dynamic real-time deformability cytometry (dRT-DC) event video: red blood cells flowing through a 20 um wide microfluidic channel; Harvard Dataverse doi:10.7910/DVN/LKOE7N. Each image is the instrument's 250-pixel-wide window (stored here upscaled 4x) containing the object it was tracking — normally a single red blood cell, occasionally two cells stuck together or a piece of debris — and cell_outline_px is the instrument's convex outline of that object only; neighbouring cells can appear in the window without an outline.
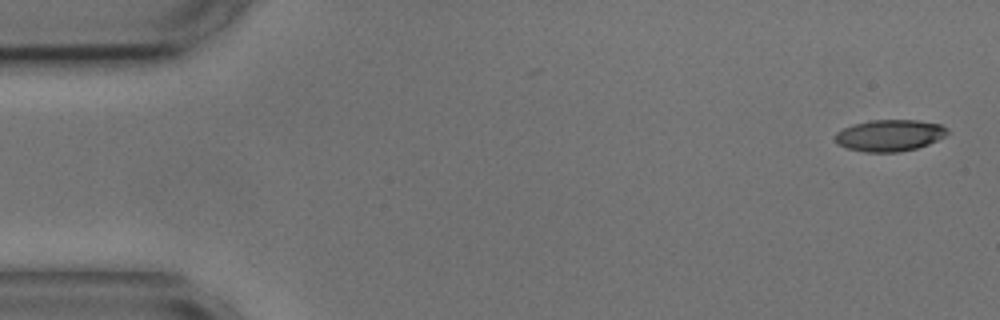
{"species": "common noctule bat (a hibernating species)", "species_latin": "Nyctalus noctula", "temperature_condition": "cold", "stored_images_in_passage": 5, "segment_of_instrument_passage": [1, 2], "camera_frame_rate_fps": 3000, "um_per_image_px": 0.085, "animal": {"sex": "male", "body_mass_g": 17.9, "forearm_length_mm": 54.2}, "frame": {"image": 1, "passage_image": 1, "time_ms": 0.0, "image_size_px": [1000, 320], "cell_outline_px": [[948, 132], [944, 136], [928, 144], [916, 148], [900, 152], [864, 152], [848, 148], [836, 144], [836, 132], [852, 124], [868, 120], [916, 120], [940, 124], [948, 128]], "centroid_in_image_um": [75.6, 11.5], "position_along_channel_um": 9.4, "area_um2": 20.63}}